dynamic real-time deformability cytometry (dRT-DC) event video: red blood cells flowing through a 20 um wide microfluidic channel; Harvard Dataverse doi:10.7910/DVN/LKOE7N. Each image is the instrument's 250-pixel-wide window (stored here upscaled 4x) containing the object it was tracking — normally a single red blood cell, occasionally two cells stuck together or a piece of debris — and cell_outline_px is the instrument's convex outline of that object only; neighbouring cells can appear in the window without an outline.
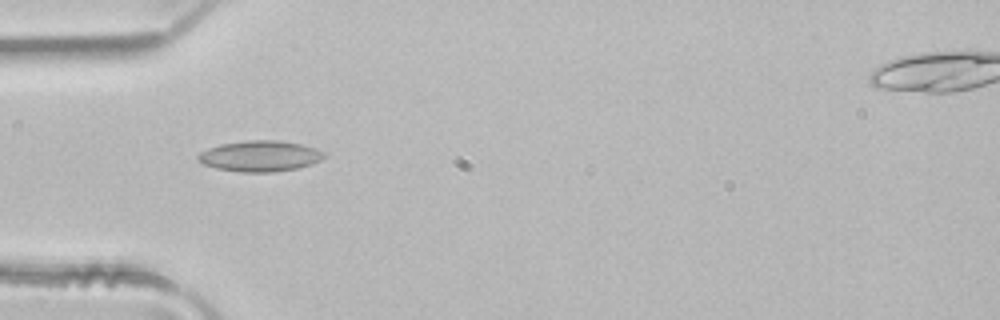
{"species": "common noctule bat (a hibernating species)", "species_latin": "Nyctalus noctula", "temperature_condition": "room temperature", "stored_images_in_passage": 4, "camera_frame_rate_fps": 3000, "um_per_image_px": 0.085, "animal": {"sex": "male", "body_mass_g": 21.5, "forearm_length_mm": 52.0}, "frame": {"image": 1, "passage_image": 3, "time_ms": 0.667, "image_size_px": [1000, 320], "cell_outline_px": [[328, 156], [312, 164], [296, 168], [272, 172], [240, 172], [216, 168], [204, 164], [196, 156], [200, 152], [208, 148], [220, 144], [248, 140], [280, 140], [300, 144], [316, 148], [324, 152]], "centroid_in_image_um": [22.12, 13.26], "position_along_channel_um": 62.9, "area_um2": 22.66}}
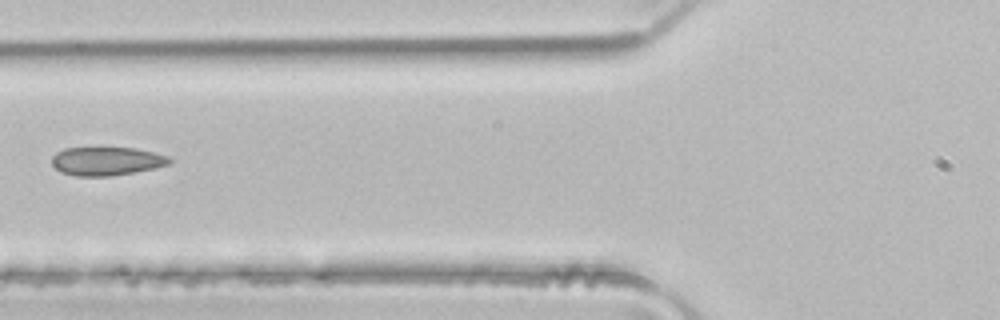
{"frame": {"image": 2, "passage_image": 4, "time_ms": 1.0, "image_size_px": [1000, 320], "cell_outline_px": [[176, 160], [168, 164], [152, 168], [112, 176], [76, 176], [60, 172], [52, 164], [52, 156], [56, 152], [64, 148], [136, 148], [156, 152], [168, 156]], "centroid_in_image_um": [9.07, 13.69], "position_along_channel_um": 116.7, "area_um2": 19.59}}